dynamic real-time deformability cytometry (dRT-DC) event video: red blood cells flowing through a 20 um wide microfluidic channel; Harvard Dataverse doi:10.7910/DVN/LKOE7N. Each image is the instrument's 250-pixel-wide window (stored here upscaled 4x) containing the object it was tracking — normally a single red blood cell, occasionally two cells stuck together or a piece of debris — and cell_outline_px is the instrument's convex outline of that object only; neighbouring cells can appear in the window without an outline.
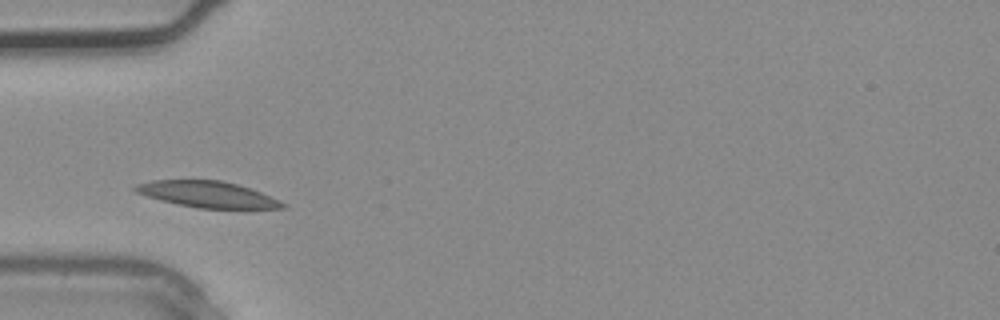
{"species": "common noctule bat (a hibernating species)", "species_latin": "Nyctalus noctula", "temperature_condition": "warm", "stored_images_in_passage": 1, "camera_frame_rate_fps": 3000, "um_per_image_px": 0.085, "animal": {"sex": "male", "body_mass_g": 20.4}, "frame": {"image": 1, "passage_image": 1, "time_ms": 0.0, "image_size_px": [1000, 320], "cell_outline_px": [[288, 208], [200, 208], [176, 204], [160, 200], [136, 192], [132, 188], [136, 184], [152, 180], [220, 180], [236, 184], [260, 192], [280, 200], [288, 204]], "centroid_in_image_um": [17.64, 16.52], "position_along_channel_um": 67.4, "area_um2": 22.31}}